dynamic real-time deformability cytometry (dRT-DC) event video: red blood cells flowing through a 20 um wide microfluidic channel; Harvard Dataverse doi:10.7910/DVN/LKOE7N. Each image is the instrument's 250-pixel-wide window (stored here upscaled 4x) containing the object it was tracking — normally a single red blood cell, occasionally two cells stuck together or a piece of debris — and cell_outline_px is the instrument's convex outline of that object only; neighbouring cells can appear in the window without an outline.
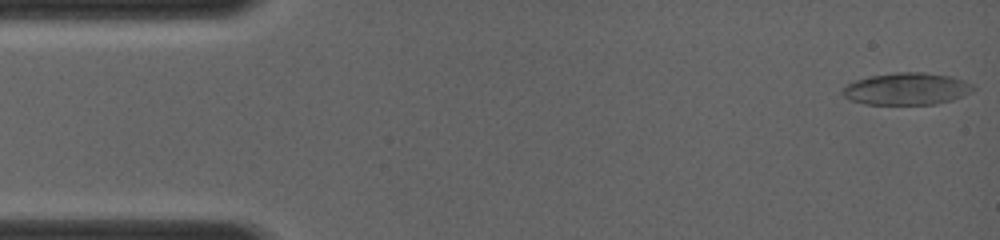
{"species": "common noctule bat (a hibernating species)", "species_latin": "Nyctalus noctula", "temperature_condition": "room temperature", "stored_images_in_passage": 6, "camera_frame_rate_fps": 4000, "um_per_image_px": 0.085, "animal": {"sex": "female", "body_mass_g": 19.0, "forearm_length_mm": 56.7}, "frame": {"image": 1, "passage_image": 1, "time_ms": 0.0, "image_size_px": [1000, 240], "cell_outline_px": [[976, 88], [972, 92], [964, 96], [952, 100], [936, 104], [864, 104], [852, 100], [844, 96], [840, 92], [848, 84], [856, 80], [872, 76], [896, 72], [924, 72], [948, 76], [964, 80], [972, 84]], "centroid_in_image_um": [77.1, 7.55], "position_along_channel_um": 7.9, "area_um2": 24.33}}